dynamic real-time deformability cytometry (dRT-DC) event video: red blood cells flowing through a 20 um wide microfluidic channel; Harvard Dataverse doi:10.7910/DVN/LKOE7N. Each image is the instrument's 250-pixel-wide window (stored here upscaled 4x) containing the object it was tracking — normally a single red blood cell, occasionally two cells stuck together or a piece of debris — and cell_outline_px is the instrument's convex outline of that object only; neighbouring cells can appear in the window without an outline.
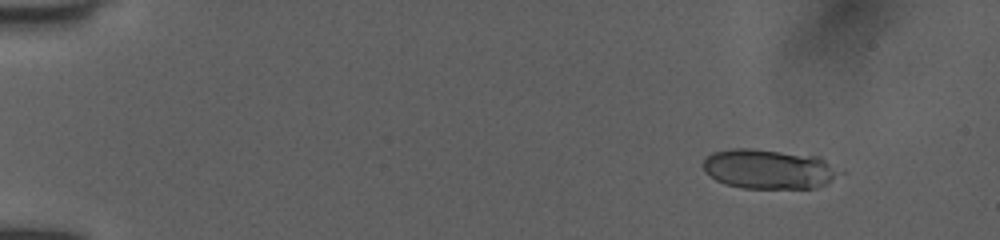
{"species": "human", "species_latin": "Homo sapiens", "temperature_condition": "room temperature", "stored_images_in_passage": 18, "camera_frame_rate_fps": 3000, "um_per_image_px": 0.085, "donor": {"sex": "female"}, "frame": {"image": 1, "passage_image": 5, "time_ms": 1.333, "image_size_px": [1000, 240], "cell_outline_px": [[836, 176], [824, 184], [812, 188], [744, 188], [724, 184], [716, 180], [704, 172], [704, 160], [712, 152], [732, 148], [752, 148], [820, 156], [836, 172]], "centroid_in_image_um": [65.23, 14.36], "position_along_channel_um": 19.8, "area_um2": 31.04}}
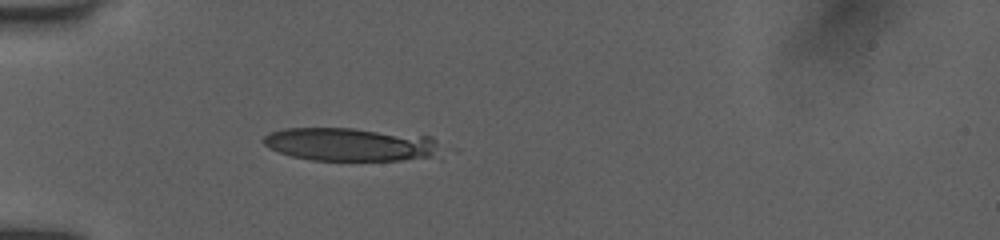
{"frame": {"image": 2, "passage_image": 16, "time_ms": 5.0, "image_size_px": [1000, 240], "cell_outline_px": [[436, 140], [432, 156], [400, 160], [312, 160], [292, 156], [268, 148], [264, 144], [264, 136], [268, 132], [284, 128], [352, 128], [432, 136]], "centroid_in_image_um": [29.67, 12.25], "position_along_channel_um": 55.3, "area_um2": 33.87}}